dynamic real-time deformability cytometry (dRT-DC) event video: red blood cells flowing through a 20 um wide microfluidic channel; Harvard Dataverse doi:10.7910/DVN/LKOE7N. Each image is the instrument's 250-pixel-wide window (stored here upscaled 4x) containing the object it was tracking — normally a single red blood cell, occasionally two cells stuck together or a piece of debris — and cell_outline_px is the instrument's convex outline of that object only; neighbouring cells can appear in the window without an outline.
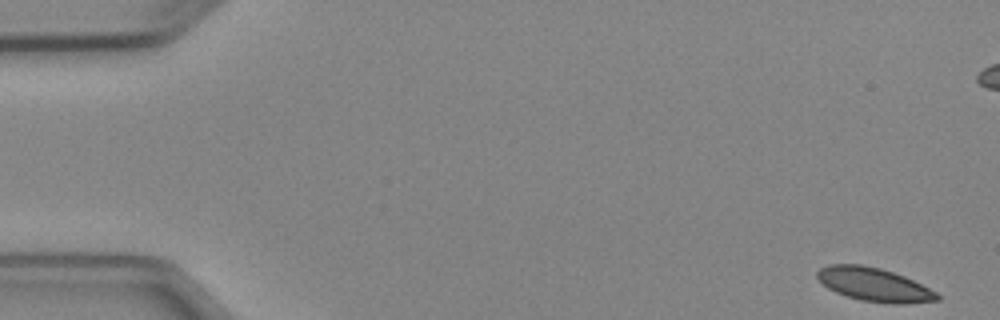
{"species": "Egyptian fruit bat (a non-hibernating species)", "species_latin": "Rousettus aegyptiacus", "temperature_condition": "cold", "stored_images_in_passage": 9, "camera_frame_rate_fps": 3000, "um_per_image_px": 0.085, "animal": {"sex": "female"}, "frame": {"image": 1, "passage_image": 1, "time_ms": 0.0, "image_size_px": [1000, 320], "cell_outline_px": [[940, 300], [904, 304], [892, 304], [860, 300], [836, 292], [828, 288], [816, 276], [816, 272], [820, 268], [828, 264], [860, 264], [880, 268], [904, 276], [936, 292], [940, 296]], "centroid_in_image_um": [74.29, 24.19], "position_along_channel_um": 10.7, "area_um2": 23.29}}
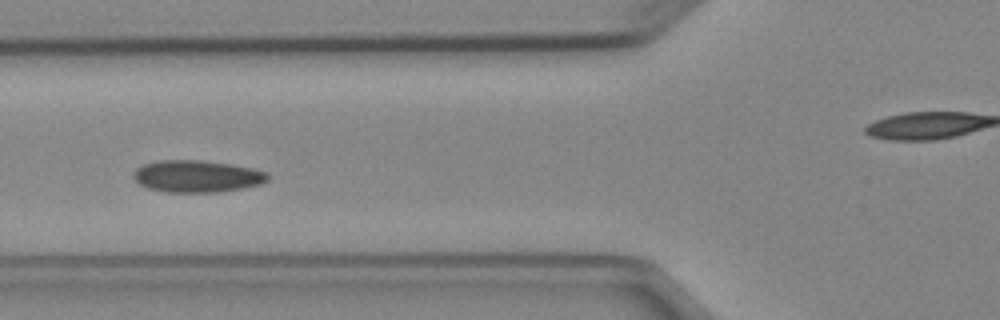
{"frame": {"image": 2, "passage_image": 6, "time_ms": 6.0, "image_size_px": [1000, 320], "cell_outline_px": [[268, 180], [260, 184], [244, 188], [220, 192], [164, 192], [148, 188], [140, 184], [132, 176], [132, 172], [136, 168], [144, 164], [160, 160], [200, 160], [232, 164], [252, 168], [268, 172]], "centroid_in_image_um": [16.74, 14.98], "position_along_channel_um": 109.1, "area_um2": 25.2}}